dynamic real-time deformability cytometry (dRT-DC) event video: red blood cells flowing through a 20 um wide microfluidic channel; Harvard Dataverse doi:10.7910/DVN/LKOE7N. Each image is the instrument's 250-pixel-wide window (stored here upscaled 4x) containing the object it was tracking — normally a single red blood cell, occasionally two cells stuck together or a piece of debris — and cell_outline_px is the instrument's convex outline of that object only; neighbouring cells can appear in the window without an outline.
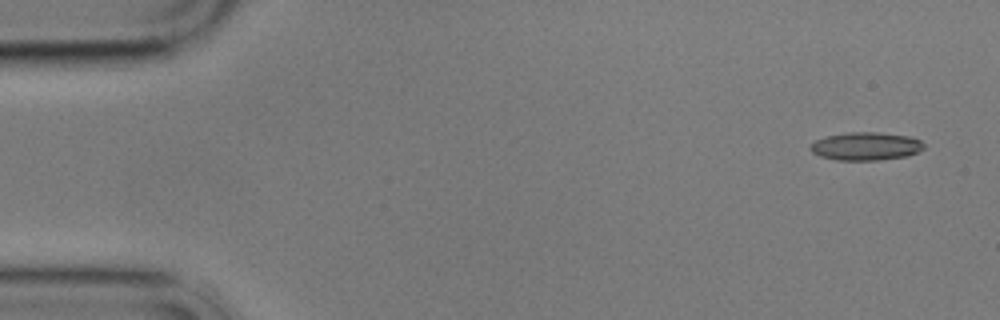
{"species": "common noctule bat (a hibernating species)", "species_latin": "Nyctalus noctula", "temperature_condition": "cold", "stored_images_in_passage": 4, "camera_frame_rate_fps": 3000, "um_per_image_px": 0.085, "animal": {"sex": "male", "body_mass_g": 17.9}, "frame": {"image": 1, "passage_image": 1, "time_ms": 0.0, "image_size_px": [1000, 320], "cell_outline_px": [[924, 148], [908, 156], [876, 160], [836, 160], [820, 156], [812, 152], [808, 148], [816, 140], [828, 136], [848, 132], [876, 132], [908, 136], [920, 140], [924, 144]], "centroid_in_image_um": [73.59, 12.43], "position_along_channel_um": 11.4, "area_um2": 18.44}}